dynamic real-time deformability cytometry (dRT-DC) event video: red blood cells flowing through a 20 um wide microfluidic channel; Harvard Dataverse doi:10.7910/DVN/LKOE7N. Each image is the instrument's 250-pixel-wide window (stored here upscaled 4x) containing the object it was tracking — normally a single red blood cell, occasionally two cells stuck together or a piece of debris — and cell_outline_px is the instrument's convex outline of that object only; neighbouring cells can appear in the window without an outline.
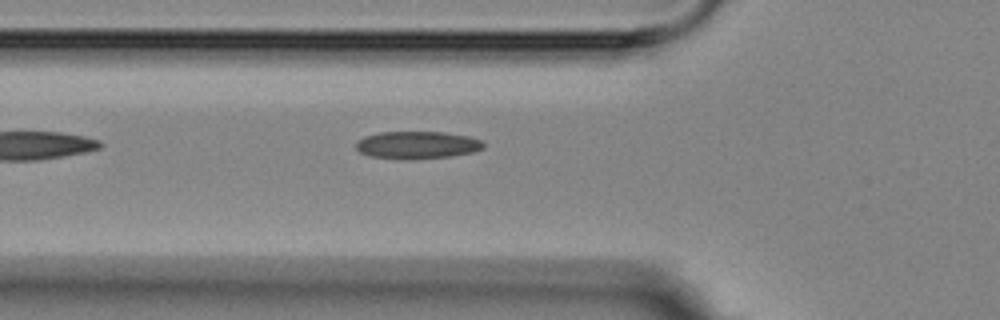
{"species": "Egyptian fruit bat (a non-hibernating species)", "species_latin": "Rousettus aegyptiacus", "temperature_condition": "room temperature", "stored_images_in_passage": 2, "camera_frame_rate_fps": 3000, "um_per_image_px": 0.085, "animal": {"sex": "female"}, "frame": {"image": 1, "passage_image": 2, "time_ms": 1.333, "image_size_px": [1000, 320], "cell_outline_px": [[484, 148], [472, 152], [452, 156], [408, 160], [368, 156], [360, 152], [356, 148], [356, 140], [364, 136], [380, 132], [444, 132], [468, 136], [480, 140], [484, 144]], "centroid_in_image_um": [35.42, 12.33], "position_along_channel_um": 90.4, "area_um2": 20.58}}